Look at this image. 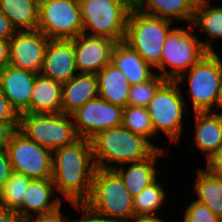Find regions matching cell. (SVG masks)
<instances>
[{"label":"cell","instance_id":"6da1fadb","mask_svg":"<svg viewBox=\"0 0 222 222\" xmlns=\"http://www.w3.org/2000/svg\"><path fill=\"white\" fill-rule=\"evenodd\" d=\"M96 168L90 139L79 137L52 151L55 190L71 204L82 205L89 198Z\"/></svg>","mask_w":222,"mask_h":222},{"label":"cell","instance_id":"7a4b0ae2","mask_svg":"<svg viewBox=\"0 0 222 222\" xmlns=\"http://www.w3.org/2000/svg\"><path fill=\"white\" fill-rule=\"evenodd\" d=\"M90 140L96 167L105 169L145 160L157 150L147 139L123 125L100 131Z\"/></svg>","mask_w":222,"mask_h":222},{"label":"cell","instance_id":"3957f363","mask_svg":"<svg viewBox=\"0 0 222 222\" xmlns=\"http://www.w3.org/2000/svg\"><path fill=\"white\" fill-rule=\"evenodd\" d=\"M82 205L100 217L120 222L134 215L133 197L114 169L96 168L89 198Z\"/></svg>","mask_w":222,"mask_h":222},{"label":"cell","instance_id":"277c9868","mask_svg":"<svg viewBox=\"0 0 222 222\" xmlns=\"http://www.w3.org/2000/svg\"><path fill=\"white\" fill-rule=\"evenodd\" d=\"M173 21L151 16L131 9L126 27L124 42L134 49L157 74L160 75V60L166 36L174 25Z\"/></svg>","mask_w":222,"mask_h":222},{"label":"cell","instance_id":"5b68a950","mask_svg":"<svg viewBox=\"0 0 222 222\" xmlns=\"http://www.w3.org/2000/svg\"><path fill=\"white\" fill-rule=\"evenodd\" d=\"M185 79L193 112L213 111L222 88V59L218 52L206 53L175 81L180 85Z\"/></svg>","mask_w":222,"mask_h":222},{"label":"cell","instance_id":"8992f818","mask_svg":"<svg viewBox=\"0 0 222 222\" xmlns=\"http://www.w3.org/2000/svg\"><path fill=\"white\" fill-rule=\"evenodd\" d=\"M133 0H88L81 7L83 34L124 41Z\"/></svg>","mask_w":222,"mask_h":222},{"label":"cell","instance_id":"52a82bcc","mask_svg":"<svg viewBox=\"0 0 222 222\" xmlns=\"http://www.w3.org/2000/svg\"><path fill=\"white\" fill-rule=\"evenodd\" d=\"M184 97L175 80H166L147 106L155 135L162 132L170 143L174 142L176 145L180 144L184 129L182 121L186 108H189Z\"/></svg>","mask_w":222,"mask_h":222},{"label":"cell","instance_id":"ba28073f","mask_svg":"<svg viewBox=\"0 0 222 222\" xmlns=\"http://www.w3.org/2000/svg\"><path fill=\"white\" fill-rule=\"evenodd\" d=\"M175 27L166 36L162 48L160 76L166 80H176L208 53L191 24Z\"/></svg>","mask_w":222,"mask_h":222},{"label":"cell","instance_id":"9c48e42d","mask_svg":"<svg viewBox=\"0 0 222 222\" xmlns=\"http://www.w3.org/2000/svg\"><path fill=\"white\" fill-rule=\"evenodd\" d=\"M18 130L51 151L72 144L79 137L72 115L65 113H22Z\"/></svg>","mask_w":222,"mask_h":222},{"label":"cell","instance_id":"30bf717a","mask_svg":"<svg viewBox=\"0 0 222 222\" xmlns=\"http://www.w3.org/2000/svg\"><path fill=\"white\" fill-rule=\"evenodd\" d=\"M38 30L49 39H73L83 33L81 7L73 0H39Z\"/></svg>","mask_w":222,"mask_h":222},{"label":"cell","instance_id":"8fae6325","mask_svg":"<svg viewBox=\"0 0 222 222\" xmlns=\"http://www.w3.org/2000/svg\"><path fill=\"white\" fill-rule=\"evenodd\" d=\"M14 172L31 179L52 178V151L17 130L6 147Z\"/></svg>","mask_w":222,"mask_h":222},{"label":"cell","instance_id":"7c38bea8","mask_svg":"<svg viewBox=\"0 0 222 222\" xmlns=\"http://www.w3.org/2000/svg\"><path fill=\"white\" fill-rule=\"evenodd\" d=\"M123 108L97 97L72 114L78 137L91 139L100 131L122 125Z\"/></svg>","mask_w":222,"mask_h":222},{"label":"cell","instance_id":"4fadbf2b","mask_svg":"<svg viewBox=\"0 0 222 222\" xmlns=\"http://www.w3.org/2000/svg\"><path fill=\"white\" fill-rule=\"evenodd\" d=\"M50 40L38 29L17 31L9 40V64L16 68L40 74Z\"/></svg>","mask_w":222,"mask_h":222},{"label":"cell","instance_id":"5bb4252c","mask_svg":"<svg viewBox=\"0 0 222 222\" xmlns=\"http://www.w3.org/2000/svg\"><path fill=\"white\" fill-rule=\"evenodd\" d=\"M72 40L78 73L97 74L111 62L112 49L116 43L113 39L82 33Z\"/></svg>","mask_w":222,"mask_h":222},{"label":"cell","instance_id":"9a60e30c","mask_svg":"<svg viewBox=\"0 0 222 222\" xmlns=\"http://www.w3.org/2000/svg\"><path fill=\"white\" fill-rule=\"evenodd\" d=\"M78 73L72 39H51L46 49L40 74L60 83Z\"/></svg>","mask_w":222,"mask_h":222},{"label":"cell","instance_id":"2e32d148","mask_svg":"<svg viewBox=\"0 0 222 222\" xmlns=\"http://www.w3.org/2000/svg\"><path fill=\"white\" fill-rule=\"evenodd\" d=\"M36 75L10 64L0 71V90L19 115L30 113V99Z\"/></svg>","mask_w":222,"mask_h":222},{"label":"cell","instance_id":"e0dca14e","mask_svg":"<svg viewBox=\"0 0 222 222\" xmlns=\"http://www.w3.org/2000/svg\"><path fill=\"white\" fill-rule=\"evenodd\" d=\"M55 191L52 178L32 179L26 189L22 205L16 213L22 219H26L57 210L62 206L63 200L55 195Z\"/></svg>","mask_w":222,"mask_h":222},{"label":"cell","instance_id":"ac0fdd59","mask_svg":"<svg viewBox=\"0 0 222 222\" xmlns=\"http://www.w3.org/2000/svg\"><path fill=\"white\" fill-rule=\"evenodd\" d=\"M164 150L165 149H157L145 160L125 163L114 168L133 198L158 178L156 169L157 158L163 157L164 155L166 157L167 153ZM124 165L128 167L125 169Z\"/></svg>","mask_w":222,"mask_h":222},{"label":"cell","instance_id":"d6986e66","mask_svg":"<svg viewBox=\"0 0 222 222\" xmlns=\"http://www.w3.org/2000/svg\"><path fill=\"white\" fill-rule=\"evenodd\" d=\"M62 113L72 115L86 102L99 97L96 74L77 73L62 83Z\"/></svg>","mask_w":222,"mask_h":222},{"label":"cell","instance_id":"ffe728a7","mask_svg":"<svg viewBox=\"0 0 222 222\" xmlns=\"http://www.w3.org/2000/svg\"><path fill=\"white\" fill-rule=\"evenodd\" d=\"M111 63L123 72L131 86L143 83L156 74L154 68L124 41L115 43Z\"/></svg>","mask_w":222,"mask_h":222},{"label":"cell","instance_id":"44dd1931","mask_svg":"<svg viewBox=\"0 0 222 222\" xmlns=\"http://www.w3.org/2000/svg\"><path fill=\"white\" fill-rule=\"evenodd\" d=\"M198 0H133L134 7L151 16L191 24Z\"/></svg>","mask_w":222,"mask_h":222},{"label":"cell","instance_id":"7402d4cb","mask_svg":"<svg viewBox=\"0 0 222 222\" xmlns=\"http://www.w3.org/2000/svg\"><path fill=\"white\" fill-rule=\"evenodd\" d=\"M194 145L206 160L222 143V116L207 112H194Z\"/></svg>","mask_w":222,"mask_h":222},{"label":"cell","instance_id":"603a6c76","mask_svg":"<svg viewBox=\"0 0 222 222\" xmlns=\"http://www.w3.org/2000/svg\"><path fill=\"white\" fill-rule=\"evenodd\" d=\"M96 76L99 97L114 105L125 108L131 85L123 72L110 62Z\"/></svg>","mask_w":222,"mask_h":222},{"label":"cell","instance_id":"cb8c5ba5","mask_svg":"<svg viewBox=\"0 0 222 222\" xmlns=\"http://www.w3.org/2000/svg\"><path fill=\"white\" fill-rule=\"evenodd\" d=\"M61 94L62 83L37 74L30 99V113H61Z\"/></svg>","mask_w":222,"mask_h":222},{"label":"cell","instance_id":"d4e9b609","mask_svg":"<svg viewBox=\"0 0 222 222\" xmlns=\"http://www.w3.org/2000/svg\"><path fill=\"white\" fill-rule=\"evenodd\" d=\"M209 0H198L191 25L207 34L210 41H201L207 52H216L213 42L215 39L222 40V5H211ZM199 27V28H197Z\"/></svg>","mask_w":222,"mask_h":222},{"label":"cell","instance_id":"484cf974","mask_svg":"<svg viewBox=\"0 0 222 222\" xmlns=\"http://www.w3.org/2000/svg\"><path fill=\"white\" fill-rule=\"evenodd\" d=\"M194 192L197 202L206 205L222 220V178L213 176L205 168H197L194 180Z\"/></svg>","mask_w":222,"mask_h":222},{"label":"cell","instance_id":"4316f807","mask_svg":"<svg viewBox=\"0 0 222 222\" xmlns=\"http://www.w3.org/2000/svg\"><path fill=\"white\" fill-rule=\"evenodd\" d=\"M0 10L17 31L37 30L39 0H0Z\"/></svg>","mask_w":222,"mask_h":222},{"label":"cell","instance_id":"83f0119b","mask_svg":"<svg viewBox=\"0 0 222 222\" xmlns=\"http://www.w3.org/2000/svg\"><path fill=\"white\" fill-rule=\"evenodd\" d=\"M122 125L132 133L147 139L156 149H163L150 141L156 135L146 107L127 105L122 111Z\"/></svg>","mask_w":222,"mask_h":222},{"label":"cell","instance_id":"f1b7e54d","mask_svg":"<svg viewBox=\"0 0 222 222\" xmlns=\"http://www.w3.org/2000/svg\"><path fill=\"white\" fill-rule=\"evenodd\" d=\"M160 183L157 178L133 198L134 215H158L167 198L164 187Z\"/></svg>","mask_w":222,"mask_h":222},{"label":"cell","instance_id":"f546056e","mask_svg":"<svg viewBox=\"0 0 222 222\" xmlns=\"http://www.w3.org/2000/svg\"><path fill=\"white\" fill-rule=\"evenodd\" d=\"M31 180V178L13 171L0 191V208L16 212L22 205Z\"/></svg>","mask_w":222,"mask_h":222},{"label":"cell","instance_id":"4dcf8cb0","mask_svg":"<svg viewBox=\"0 0 222 222\" xmlns=\"http://www.w3.org/2000/svg\"><path fill=\"white\" fill-rule=\"evenodd\" d=\"M165 81V78L156 73L151 79L131 86L127 105L147 108L155 92Z\"/></svg>","mask_w":222,"mask_h":222},{"label":"cell","instance_id":"1f68e13d","mask_svg":"<svg viewBox=\"0 0 222 222\" xmlns=\"http://www.w3.org/2000/svg\"><path fill=\"white\" fill-rule=\"evenodd\" d=\"M183 222H222L206 205L195 199L184 211Z\"/></svg>","mask_w":222,"mask_h":222},{"label":"cell","instance_id":"d6a6232c","mask_svg":"<svg viewBox=\"0 0 222 222\" xmlns=\"http://www.w3.org/2000/svg\"><path fill=\"white\" fill-rule=\"evenodd\" d=\"M20 115L0 90V121L19 122Z\"/></svg>","mask_w":222,"mask_h":222},{"label":"cell","instance_id":"836d02e7","mask_svg":"<svg viewBox=\"0 0 222 222\" xmlns=\"http://www.w3.org/2000/svg\"><path fill=\"white\" fill-rule=\"evenodd\" d=\"M61 208L60 206L53 212L28 217L24 219V222H72V218H68L67 215H64Z\"/></svg>","mask_w":222,"mask_h":222},{"label":"cell","instance_id":"e575fe53","mask_svg":"<svg viewBox=\"0 0 222 222\" xmlns=\"http://www.w3.org/2000/svg\"><path fill=\"white\" fill-rule=\"evenodd\" d=\"M205 162H207L206 170L210 174L222 178V143Z\"/></svg>","mask_w":222,"mask_h":222},{"label":"cell","instance_id":"d590c367","mask_svg":"<svg viewBox=\"0 0 222 222\" xmlns=\"http://www.w3.org/2000/svg\"><path fill=\"white\" fill-rule=\"evenodd\" d=\"M18 128L19 122L0 121V149H6L12 135Z\"/></svg>","mask_w":222,"mask_h":222},{"label":"cell","instance_id":"8d00e7d4","mask_svg":"<svg viewBox=\"0 0 222 222\" xmlns=\"http://www.w3.org/2000/svg\"><path fill=\"white\" fill-rule=\"evenodd\" d=\"M13 170L9 161V156L6 149H0V191L5 185Z\"/></svg>","mask_w":222,"mask_h":222},{"label":"cell","instance_id":"74e56055","mask_svg":"<svg viewBox=\"0 0 222 222\" xmlns=\"http://www.w3.org/2000/svg\"><path fill=\"white\" fill-rule=\"evenodd\" d=\"M73 208L79 211H82V217L80 219H72V222H120L113 219H107L100 217L92 212H90L86 207L83 205H78L72 203Z\"/></svg>","mask_w":222,"mask_h":222},{"label":"cell","instance_id":"f35d334b","mask_svg":"<svg viewBox=\"0 0 222 222\" xmlns=\"http://www.w3.org/2000/svg\"><path fill=\"white\" fill-rule=\"evenodd\" d=\"M16 32L11 20L0 10V39L10 40Z\"/></svg>","mask_w":222,"mask_h":222},{"label":"cell","instance_id":"ab89813d","mask_svg":"<svg viewBox=\"0 0 222 222\" xmlns=\"http://www.w3.org/2000/svg\"><path fill=\"white\" fill-rule=\"evenodd\" d=\"M10 42L9 40L0 39V71L9 65L10 61Z\"/></svg>","mask_w":222,"mask_h":222},{"label":"cell","instance_id":"60d3db41","mask_svg":"<svg viewBox=\"0 0 222 222\" xmlns=\"http://www.w3.org/2000/svg\"><path fill=\"white\" fill-rule=\"evenodd\" d=\"M0 222H24L15 211L0 208Z\"/></svg>","mask_w":222,"mask_h":222},{"label":"cell","instance_id":"b9f144b4","mask_svg":"<svg viewBox=\"0 0 222 222\" xmlns=\"http://www.w3.org/2000/svg\"><path fill=\"white\" fill-rule=\"evenodd\" d=\"M166 222L165 219L154 215H132L126 222Z\"/></svg>","mask_w":222,"mask_h":222},{"label":"cell","instance_id":"7bdbcfd3","mask_svg":"<svg viewBox=\"0 0 222 222\" xmlns=\"http://www.w3.org/2000/svg\"><path fill=\"white\" fill-rule=\"evenodd\" d=\"M219 109L221 110V113L219 111H217ZM212 112L222 116V88H221V92L219 94V98H218L217 104L215 106V109H213Z\"/></svg>","mask_w":222,"mask_h":222},{"label":"cell","instance_id":"ee69618b","mask_svg":"<svg viewBox=\"0 0 222 222\" xmlns=\"http://www.w3.org/2000/svg\"><path fill=\"white\" fill-rule=\"evenodd\" d=\"M76 4L81 5L83 2L88 0H73Z\"/></svg>","mask_w":222,"mask_h":222}]
</instances>
